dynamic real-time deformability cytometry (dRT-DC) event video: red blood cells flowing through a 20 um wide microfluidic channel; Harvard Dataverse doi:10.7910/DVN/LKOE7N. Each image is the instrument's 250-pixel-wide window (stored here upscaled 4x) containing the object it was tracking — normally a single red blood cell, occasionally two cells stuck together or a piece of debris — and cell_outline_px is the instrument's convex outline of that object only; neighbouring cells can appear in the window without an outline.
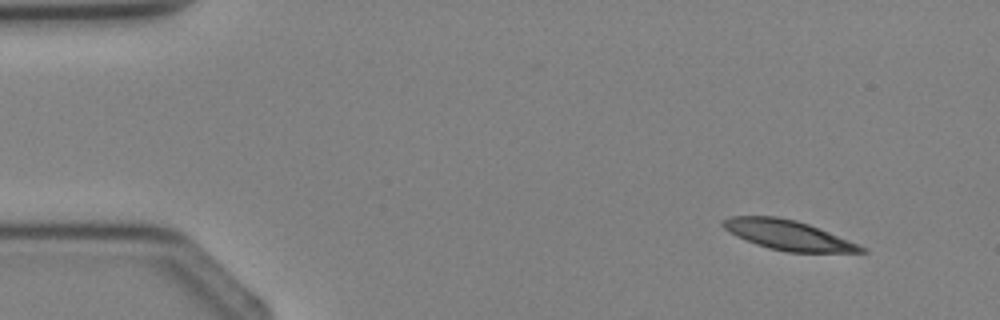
{"species": "Egyptian fruit bat (a non-hibernating species)", "species_latin": "Rousettus aegyptiacus", "temperature_condition": "cold", "stored_images_in_passage": 3, "camera_frame_rate_fps": 3000, "um_per_image_px": 0.085, "animal": {"sex": "female"}, "frame": {"image": 1, "passage_image": 1, "time_ms": 0.0, "image_size_px": [1000, 320], "cell_outline_px": [[868, 252], [788, 252], [768, 248], [756, 244], [736, 236], [724, 228], [720, 224], [720, 220], [728, 216], [776, 216], [796, 220], [808, 224], [868, 248]], "centroid_in_image_um": [66.94, 19.97], "position_along_channel_um": 18.1, "area_um2": 23.87}}
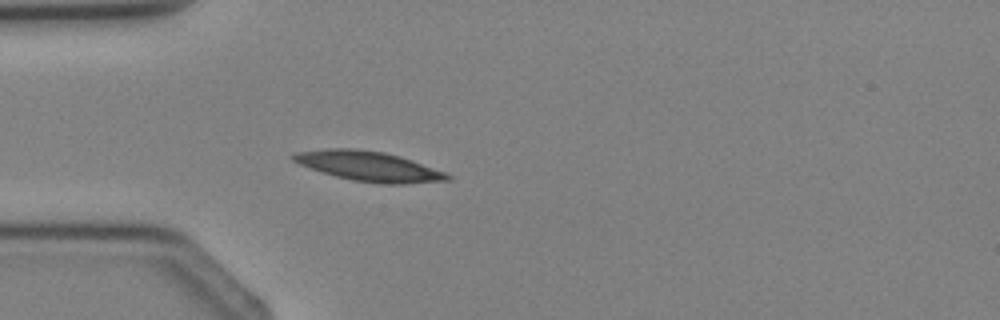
{"frame": {"image": 2, "passage_image": 3, "time_ms": 2.333, "image_size_px": [1000, 320], "cell_outline_px": [[452, 180], [404, 184], [388, 184], [352, 180], [336, 176], [300, 164], [292, 160], [288, 156], [296, 152], [328, 148], [356, 148], [384, 152], [400, 156], [448, 172], [452, 176]], "centroid_in_image_um": [31.41, 14.12], "position_along_channel_um": 53.6, "area_um2": 26.88}}